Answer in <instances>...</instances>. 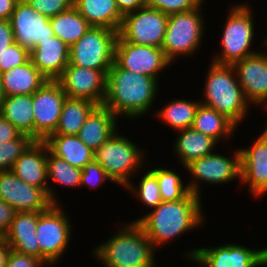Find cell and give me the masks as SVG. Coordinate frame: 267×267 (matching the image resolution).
<instances>
[{
	"label": "cell",
	"instance_id": "cell-14",
	"mask_svg": "<svg viewBox=\"0 0 267 267\" xmlns=\"http://www.w3.org/2000/svg\"><path fill=\"white\" fill-rule=\"evenodd\" d=\"M32 98L34 140L45 141L56 130L67 96L57 80H46Z\"/></svg>",
	"mask_w": 267,
	"mask_h": 267
},
{
	"label": "cell",
	"instance_id": "cell-34",
	"mask_svg": "<svg viewBox=\"0 0 267 267\" xmlns=\"http://www.w3.org/2000/svg\"><path fill=\"white\" fill-rule=\"evenodd\" d=\"M147 162L146 168H149L157 177L162 201H177L183 199L190 192L186 183L187 181H185L187 178L182 177L183 172L178 173L179 170L176 172V168H169L166 165L162 167V162L157 166L149 158ZM150 162L152 165H150Z\"/></svg>",
	"mask_w": 267,
	"mask_h": 267
},
{
	"label": "cell",
	"instance_id": "cell-5",
	"mask_svg": "<svg viewBox=\"0 0 267 267\" xmlns=\"http://www.w3.org/2000/svg\"><path fill=\"white\" fill-rule=\"evenodd\" d=\"M209 62L200 102L225 115L239 128L254 108L246 100L233 66Z\"/></svg>",
	"mask_w": 267,
	"mask_h": 267
},
{
	"label": "cell",
	"instance_id": "cell-32",
	"mask_svg": "<svg viewBox=\"0 0 267 267\" xmlns=\"http://www.w3.org/2000/svg\"><path fill=\"white\" fill-rule=\"evenodd\" d=\"M97 106L88 99L66 98L58 125L51 135H77L87 116Z\"/></svg>",
	"mask_w": 267,
	"mask_h": 267
},
{
	"label": "cell",
	"instance_id": "cell-28",
	"mask_svg": "<svg viewBox=\"0 0 267 267\" xmlns=\"http://www.w3.org/2000/svg\"><path fill=\"white\" fill-rule=\"evenodd\" d=\"M73 6L91 26L119 32L123 15L117 8L116 0H74Z\"/></svg>",
	"mask_w": 267,
	"mask_h": 267
},
{
	"label": "cell",
	"instance_id": "cell-51",
	"mask_svg": "<svg viewBox=\"0 0 267 267\" xmlns=\"http://www.w3.org/2000/svg\"><path fill=\"white\" fill-rule=\"evenodd\" d=\"M256 109H257V110H258V109H263V110H261V112H262V111H267V104H266L265 106H262V107H260V108H256Z\"/></svg>",
	"mask_w": 267,
	"mask_h": 267
},
{
	"label": "cell",
	"instance_id": "cell-23",
	"mask_svg": "<svg viewBox=\"0 0 267 267\" xmlns=\"http://www.w3.org/2000/svg\"><path fill=\"white\" fill-rule=\"evenodd\" d=\"M37 222L38 212H15L3 240L14 251L40 259V245L35 235Z\"/></svg>",
	"mask_w": 267,
	"mask_h": 267
},
{
	"label": "cell",
	"instance_id": "cell-42",
	"mask_svg": "<svg viewBox=\"0 0 267 267\" xmlns=\"http://www.w3.org/2000/svg\"><path fill=\"white\" fill-rule=\"evenodd\" d=\"M15 210L5 201L0 199V234L4 236L14 218Z\"/></svg>",
	"mask_w": 267,
	"mask_h": 267
},
{
	"label": "cell",
	"instance_id": "cell-47",
	"mask_svg": "<svg viewBox=\"0 0 267 267\" xmlns=\"http://www.w3.org/2000/svg\"><path fill=\"white\" fill-rule=\"evenodd\" d=\"M11 248L3 239L0 241V267H6Z\"/></svg>",
	"mask_w": 267,
	"mask_h": 267
},
{
	"label": "cell",
	"instance_id": "cell-17",
	"mask_svg": "<svg viewBox=\"0 0 267 267\" xmlns=\"http://www.w3.org/2000/svg\"><path fill=\"white\" fill-rule=\"evenodd\" d=\"M233 68L246 100L255 109L267 104V50L235 62Z\"/></svg>",
	"mask_w": 267,
	"mask_h": 267
},
{
	"label": "cell",
	"instance_id": "cell-29",
	"mask_svg": "<svg viewBox=\"0 0 267 267\" xmlns=\"http://www.w3.org/2000/svg\"><path fill=\"white\" fill-rule=\"evenodd\" d=\"M192 128L215 139L219 144L232 142L238 127L225 115L215 109L200 104L192 124ZM225 141V142H224Z\"/></svg>",
	"mask_w": 267,
	"mask_h": 267
},
{
	"label": "cell",
	"instance_id": "cell-8",
	"mask_svg": "<svg viewBox=\"0 0 267 267\" xmlns=\"http://www.w3.org/2000/svg\"><path fill=\"white\" fill-rule=\"evenodd\" d=\"M63 205L52 204L46 211L38 212L35 235L40 245V260L48 267L61 264L70 249L71 240L74 239L73 226L76 225L72 224L73 220L71 221L69 212H66L67 207Z\"/></svg>",
	"mask_w": 267,
	"mask_h": 267
},
{
	"label": "cell",
	"instance_id": "cell-6",
	"mask_svg": "<svg viewBox=\"0 0 267 267\" xmlns=\"http://www.w3.org/2000/svg\"><path fill=\"white\" fill-rule=\"evenodd\" d=\"M120 131V132H119ZM117 130L104 144L94 151V160L98 162L108 176L113 180L114 185L124 188L140 171L146 167L148 150L136 143L128 135ZM140 145V146H139ZM146 158V159H145Z\"/></svg>",
	"mask_w": 267,
	"mask_h": 267
},
{
	"label": "cell",
	"instance_id": "cell-3",
	"mask_svg": "<svg viewBox=\"0 0 267 267\" xmlns=\"http://www.w3.org/2000/svg\"><path fill=\"white\" fill-rule=\"evenodd\" d=\"M122 221L109 238L93 246L91 258L102 267H160L155 260L158 253L143 229L136 222Z\"/></svg>",
	"mask_w": 267,
	"mask_h": 267
},
{
	"label": "cell",
	"instance_id": "cell-39",
	"mask_svg": "<svg viewBox=\"0 0 267 267\" xmlns=\"http://www.w3.org/2000/svg\"><path fill=\"white\" fill-rule=\"evenodd\" d=\"M203 2V0H146V7L158 9L170 15L192 10Z\"/></svg>",
	"mask_w": 267,
	"mask_h": 267
},
{
	"label": "cell",
	"instance_id": "cell-45",
	"mask_svg": "<svg viewBox=\"0 0 267 267\" xmlns=\"http://www.w3.org/2000/svg\"><path fill=\"white\" fill-rule=\"evenodd\" d=\"M116 5L124 16L127 13L146 7V0H116Z\"/></svg>",
	"mask_w": 267,
	"mask_h": 267
},
{
	"label": "cell",
	"instance_id": "cell-25",
	"mask_svg": "<svg viewBox=\"0 0 267 267\" xmlns=\"http://www.w3.org/2000/svg\"><path fill=\"white\" fill-rule=\"evenodd\" d=\"M192 98L179 97L178 99L173 97L171 100L166 101V104H163L162 107L160 106V108L156 109L151 118L154 119L155 117L156 121L159 120V123L165 124L164 126L166 128L169 127L173 130L172 132L190 128L196 111L201 104L199 97L197 100L194 97Z\"/></svg>",
	"mask_w": 267,
	"mask_h": 267
},
{
	"label": "cell",
	"instance_id": "cell-20",
	"mask_svg": "<svg viewBox=\"0 0 267 267\" xmlns=\"http://www.w3.org/2000/svg\"><path fill=\"white\" fill-rule=\"evenodd\" d=\"M11 171L48 195L47 144L44 141H34L15 161Z\"/></svg>",
	"mask_w": 267,
	"mask_h": 267
},
{
	"label": "cell",
	"instance_id": "cell-36",
	"mask_svg": "<svg viewBox=\"0 0 267 267\" xmlns=\"http://www.w3.org/2000/svg\"><path fill=\"white\" fill-rule=\"evenodd\" d=\"M34 141L30 136L21 134L17 139L0 143V171L11 170L15 161Z\"/></svg>",
	"mask_w": 267,
	"mask_h": 267
},
{
	"label": "cell",
	"instance_id": "cell-2",
	"mask_svg": "<svg viewBox=\"0 0 267 267\" xmlns=\"http://www.w3.org/2000/svg\"><path fill=\"white\" fill-rule=\"evenodd\" d=\"M161 85L155 78L120 68L114 62L107 73L106 96L102 105L121 122L146 119L147 115L150 117L155 113L153 106L158 102L156 100H160Z\"/></svg>",
	"mask_w": 267,
	"mask_h": 267
},
{
	"label": "cell",
	"instance_id": "cell-35",
	"mask_svg": "<svg viewBox=\"0 0 267 267\" xmlns=\"http://www.w3.org/2000/svg\"><path fill=\"white\" fill-rule=\"evenodd\" d=\"M147 169L142 168L140 171L142 174L137 183L131 180L123 189L132 195L133 200L136 199L135 201L139 202V206L143 204L144 208L150 211L162 202V198L156 175L149 168Z\"/></svg>",
	"mask_w": 267,
	"mask_h": 267
},
{
	"label": "cell",
	"instance_id": "cell-50",
	"mask_svg": "<svg viewBox=\"0 0 267 267\" xmlns=\"http://www.w3.org/2000/svg\"><path fill=\"white\" fill-rule=\"evenodd\" d=\"M263 39V49L267 50V32H266V36L262 37Z\"/></svg>",
	"mask_w": 267,
	"mask_h": 267
},
{
	"label": "cell",
	"instance_id": "cell-43",
	"mask_svg": "<svg viewBox=\"0 0 267 267\" xmlns=\"http://www.w3.org/2000/svg\"><path fill=\"white\" fill-rule=\"evenodd\" d=\"M14 42L10 20H0V55Z\"/></svg>",
	"mask_w": 267,
	"mask_h": 267
},
{
	"label": "cell",
	"instance_id": "cell-15",
	"mask_svg": "<svg viewBox=\"0 0 267 267\" xmlns=\"http://www.w3.org/2000/svg\"><path fill=\"white\" fill-rule=\"evenodd\" d=\"M255 137L249 146L239 148L240 187L246 186L245 191L251 192L252 199L259 200L267 195V140L261 134Z\"/></svg>",
	"mask_w": 267,
	"mask_h": 267
},
{
	"label": "cell",
	"instance_id": "cell-41",
	"mask_svg": "<svg viewBox=\"0 0 267 267\" xmlns=\"http://www.w3.org/2000/svg\"><path fill=\"white\" fill-rule=\"evenodd\" d=\"M6 267H48L42 260L11 249Z\"/></svg>",
	"mask_w": 267,
	"mask_h": 267
},
{
	"label": "cell",
	"instance_id": "cell-22",
	"mask_svg": "<svg viewBox=\"0 0 267 267\" xmlns=\"http://www.w3.org/2000/svg\"><path fill=\"white\" fill-rule=\"evenodd\" d=\"M174 133L177 136L172 139L174 141L173 148L170 150H172L175 161L177 159L179 167L184 172H186V166L192 161L214 153L220 146L215 139L198 132L192 127Z\"/></svg>",
	"mask_w": 267,
	"mask_h": 267
},
{
	"label": "cell",
	"instance_id": "cell-38",
	"mask_svg": "<svg viewBox=\"0 0 267 267\" xmlns=\"http://www.w3.org/2000/svg\"><path fill=\"white\" fill-rule=\"evenodd\" d=\"M30 59V51L14 42L0 55V74L13 67L25 64Z\"/></svg>",
	"mask_w": 267,
	"mask_h": 267
},
{
	"label": "cell",
	"instance_id": "cell-12",
	"mask_svg": "<svg viewBox=\"0 0 267 267\" xmlns=\"http://www.w3.org/2000/svg\"><path fill=\"white\" fill-rule=\"evenodd\" d=\"M114 62L123 69L162 81V74L174 66L161 48L132 44L119 34L115 45ZM170 68V69H169ZM168 70V71H166Z\"/></svg>",
	"mask_w": 267,
	"mask_h": 267
},
{
	"label": "cell",
	"instance_id": "cell-19",
	"mask_svg": "<svg viewBox=\"0 0 267 267\" xmlns=\"http://www.w3.org/2000/svg\"><path fill=\"white\" fill-rule=\"evenodd\" d=\"M49 22L50 18L37 13L25 0H19L10 18L15 42L31 51L38 41L54 36Z\"/></svg>",
	"mask_w": 267,
	"mask_h": 267
},
{
	"label": "cell",
	"instance_id": "cell-1",
	"mask_svg": "<svg viewBox=\"0 0 267 267\" xmlns=\"http://www.w3.org/2000/svg\"><path fill=\"white\" fill-rule=\"evenodd\" d=\"M202 201V197L189 192L183 199L162 201L149 212L144 209L143 215L127 222H136L155 250L161 252L162 248L175 244L184 234L187 236L209 223L203 206L205 202Z\"/></svg>",
	"mask_w": 267,
	"mask_h": 267
},
{
	"label": "cell",
	"instance_id": "cell-33",
	"mask_svg": "<svg viewBox=\"0 0 267 267\" xmlns=\"http://www.w3.org/2000/svg\"><path fill=\"white\" fill-rule=\"evenodd\" d=\"M54 36L63 41L69 48L74 45L91 27L87 20L72 6L50 18Z\"/></svg>",
	"mask_w": 267,
	"mask_h": 267
},
{
	"label": "cell",
	"instance_id": "cell-26",
	"mask_svg": "<svg viewBox=\"0 0 267 267\" xmlns=\"http://www.w3.org/2000/svg\"><path fill=\"white\" fill-rule=\"evenodd\" d=\"M0 75L5 96L32 95L47 80L33 65L31 59Z\"/></svg>",
	"mask_w": 267,
	"mask_h": 267
},
{
	"label": "cell",
	"instance_id": "cell-11",
	"mask_svg": "<svg viewBox=\"0 0 267 267\" xmlns=\"http://www.w3.org/2000/svg\"><path fill=\"white\" fill-rule=\"evenodd\" d=\"M118 31L106 27L91 26L87 32L69 48V64L106 74L114 63Z\"/></svg>",
	"mask_w": 267,
	"mask_h": 267
},
{
	"label": "cell",
	"instance_id": "cell-24",
	"mask_svg": "<svg viewBox=\"0 0 267 267\" xmlns=\"http://www.w3.org/2000/svg\"><path fill=\"white\" fill-rule=\"evenodd\" d=\"M120 121L110 109L103 105H97L87 116L77 136L85 145L95 151L118 129H121L118 125Z\"/></svg>",
	"mask_w": 267,
	"mask_h": 267
},
{
	"label": "cell",
	"instance_id": "cell-21",
	"mask_svg": "<svg viewBox=\"0 0 267 267\" xmlns=\"http://www.w3.org/2000/svg\"><path fill=\"white\" fill-rule=\"evenodd\" d=\"M33 65L47 80H57L69 64V47L58 37L38 41L30 51Z\"/></svg>",
	"mask_w": 267,
	"mask_h": 267
},
{
	"label": "cell",
	"instance_id": "cell-37",
	"mask_svg": "<svg viewBox=\"0 0 267 267\" xmlns=\"http://www.w3.org/2000/svg\"><path fill=\"white\" fill-rule=\"evenodd\" d=\"M114 183L105 172V169L95 160L86 164L82 169L80 188L99 190L101 185Z\"/></svg>",
	"mask_w": 267,
	"mask_h": 267
},
{
	"label": "cell",
	"instance_id": "cell-49",
	"mask_svg": "<svg viewBox=\"0 0 267 267\" xmlns=\"http://www.w3.org/2000/svg\"><path fill=\"white\" fill-rule=\"evenodd\" d=\"M4 100H5V94H4V91H3L1 75H0V110H1L2 103H3Z\"/></svg>",
	"mask_w": 267,
	"mask_h": 267
},
{
	"label": "cell",
	"instance_id": "cell-48",
	"mask_svg": "<svg viewBox=\"0 0 267 267\" xmlns=\"http://www.w3.org/2000/svg\"><path fill=\"white\" fill-rule=\"evenodd\" d=\"M264 112L267 114L266 111H264ZM262 126L263 127H262L261 131H259V133L267 140V119L263 122Z\"/></svg>",
	"mask_w": 267,
	"mask_h": 267
},
{
	"label": "cell",
	"instance_id": "cell-30",
	"mask_svg": "<svg viewBox=\"0 0 267 267\" xmlns=\"http://www.w3.org/2000/svg\"><path fill=\"white\" fill-rule=\"evenodd\" d=\"M44 142L53 155L74 167L83 169L86 164L94 160V151L77 135H50Z\"/></svg>",
	"mask_w": 267,
	"mask_h": 267
},
{
	"label": "cell",
	"instance_id": "cell-31",
	"mask_svg": "<svg viewBox=\"0 0 267 267\" xmlns=\"http://www.w3.org/2000/svg\"><path fill=\"white\" fill-rule=\"evenodd\" d=\"M0 115L22 134L34 140V115L32 95L5 96Z\"/></svg>",
	"mask_w": 267,
	"mask_h": 267
},
{
	"label": "cell",
	"instance_id": "cell-16",
	"mask_svg": "<svg viewBox=\"0 0 267 267\" xmlns=\"http://www.w3.org/2000/svg\"><path fill=\"white\" fill-rule=\"evenodd\" d=\"M68 98L88 99L102 105L106 96L107 74L68 64L57 79Z\"/></svg>",
	"mask_w": 267,
	"mask_h": 267
},
{
	"label": "cell",
	"instance_id": "cell-27",
	"mask_svg": "<svg viewBox=\"0 0 267 267\" xmlns=\"http://www.w3.org/2000/svg\"><path fill=\"white\" fill-rule=\"evenodd\" d=\"M81 174L82 169L56 157L49 151L47 146L48 197L53 204H64L61 202V197L59 198L60 195L57 194V186H62L65 189L69 188V190L79 189Z\"/></svg>",
	"mask_w": 267,
	"mask_h": 267
},
{
	"label": "cell",
	"instance_id": "cell-44",
	"mask_svg": "<svg viewBox=\"0 0 267 267\" xmlns=\"http://www.w3.org/2000/svg\"><path fill=\"white\" fill-rule=\"evenodd\" d=\"M22 133L0 115V143L17 139Z\"/></svg>",
	"mask_w": 267,
	"mask_h": 267
},
{
	"label": "cell",
	"instance_id": "cell-7",
	"mask_svg": "<svg viewBox=\"0 0 267 267\" xmlns=\"http://www.w3.org/2000/svg\"><path fill=\"white\" fill-rule=\"evenodd\" d=\"M204 1L199 7L189 11L168 15L167 29L161 49L167 59L175 65L179 59L193 58L204 46L205 34L208 20L203 12ZM207 20V21H206ZM180 57V58H179Z\"/></svg>",
	"mask_w": 267,
	"mask_h": 267
},
{
	"label": "cell",
	"instance_id": "cell-10",
	"mask_svg": "<svg viewBox=\"0 0 267 267\" xmlns=\"http://www.w3.org/2000/svg\"><path fill=\"white\" fill-rule=\"evenodd\" d=\"M190 248L182 251L181 259L192 267H267V247L254 248L240 242ZM250 246V247H249Z\"/></svg>",
	"mask_w": 267,
	"mask_h": 267
},
{
	"label": "cell",
	"instance_id": "cell-13",
	"mask_svg": "<svg viewBox=\"0 0 267 267\" xmlns=\"http://www.w3.org/2000/svg\"><path fill=\"white\" fill-rule=\"evenodd\" d=\"M168 15L158 9L143 7L123 16L118 34L132 44L161 48Z\"/></svg>",
	"mask_w": 267,
	"mask_h": 267
},
{
	"label": "cell",
	"instance_id": "cell-4",
	"mask_svg": "<svg viewBox=\"0 0 267 267\" xmlns=\"http://www.w3.org/2000/svg\"><path fill=\"white\" fill-rule=\"evenodd\" d=\"M251 4L248 0L228 3L227 16L225 21H222L224 24L219 36L220 46H217L220 50H216L217 52L210 56L209 61L220 65H233L263 48V40L259 42L260 45H257L259 49H254L253 46L257 42L254 40H257L255 36H258L256 34L258 30L255 28L257 11L255 12Z\"/></svg>",
	"mask_w": 267,
	"mask_h": 267
},
{
	"label": "cell",
	"instance_id": "cell-40",
	"mask_svg": "<svg viewBox=\"0 0 267 267\" xmlns=\"http://www.w3.org/2000/svg\"><path fill=\"white\" fill-rule=\"evenodd\" d=\"M25 2L37 13L51 18L69 10L73 6L74 0H25Z\"/></svg>",
	"mask_w": 267,
	"mask_h": 267
},
{
	"label": "cell",
	"instance_id": "cell-9",
	"mask_svg": "<svg viewBox=\"0 0 267 267\" xmlns=\"http://www.w3.org/2000/svg\"><path fill=\"white\" fill-rule=\"evenodd\" d=\"M233 148L236 150L232 149L230 156L226 155L225 152L220 153L219 148V151L216 150L214 153L194 160L186 166L185 174L189 177V180L186 179V181L191 193L203 198L204 186L206 188V185L216 188L218 185L221 187L233 181H239L238 186H241L240 151L239 147L234 146Z\"/></svg>",
	"mask_w": 267,
	"mask_h": 267
},
{
	"label": "cell",
	"instance_id": "cell-46",
	"mask_svg": "<svg viewBox=\"0 0 267 267\" xmlns=\"http://www.w3.org/2000/svg\"><path fill=\"white\" fill-rule=\"evenodd\" d=\"M19 0H0V20H10Z\"/></svg>",
	"mask_w": 267,
	"mask_h": 267
},
{
	"label": "cell",
	"instance_id": "cell-18",
	"mask_svg": "<svg viewBox=\"0 0 267 267\" xmlns=\"http://www.w3.org/2000/svg\"><path fill=\"white\" fill-rule=\"evenodd\" d=\"M0 199L16 212H44L53 204L41 188L27 184L11 170L0 171Z\"/></svg>",
	"mask_w": 267,
	"mask_h": 267
}]
</instances>
